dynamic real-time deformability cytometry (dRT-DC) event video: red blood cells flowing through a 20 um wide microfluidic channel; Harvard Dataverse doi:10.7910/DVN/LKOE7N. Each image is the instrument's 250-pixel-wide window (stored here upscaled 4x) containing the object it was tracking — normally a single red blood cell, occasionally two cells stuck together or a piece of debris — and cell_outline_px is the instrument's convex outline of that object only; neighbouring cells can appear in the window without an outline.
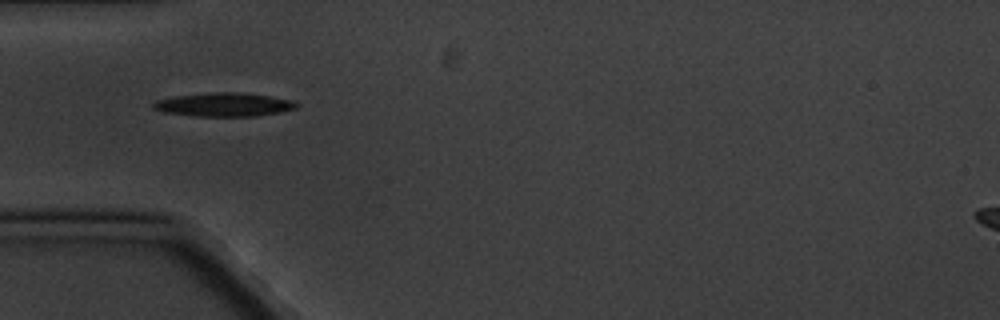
{"species": "common noctule bat (a hibernating species)", "species_latin": "Nyctalus noctula", "temperature_condition": "cold", "stored_images_in_passage": 2, "camera_frame_rate_fps": 3000, "um_per_image_px": 0.085, "animal": {"sex": "male", "body_mass_g": 20.1, "forearm_length_mm": 53.5}, "frame": {"image": 1, "passage_image": 1, "time_ms": 0.0, "image_size_px": [1000, 320], "cell_outline_px": [[300, 104], [296, 108], [280, 112], [252, 116], [196, 116], [164, 112], [152, 108], [152, 104], [156, 100], [176, 96], [212, 92], [236, 92], [268, 96], [292, 100]], "centroid_in_image_um": [19.03, 8.89], "position_along_channel_um": 66.0, "area_um2": 19.54}}